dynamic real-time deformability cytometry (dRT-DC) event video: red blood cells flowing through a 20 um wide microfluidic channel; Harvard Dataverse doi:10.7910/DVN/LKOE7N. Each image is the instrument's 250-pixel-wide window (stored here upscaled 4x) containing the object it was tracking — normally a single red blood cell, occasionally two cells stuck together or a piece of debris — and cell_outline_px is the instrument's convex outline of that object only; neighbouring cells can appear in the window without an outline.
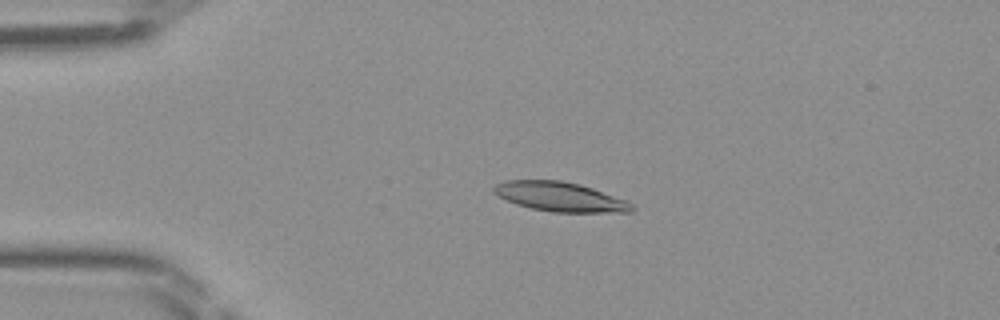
{"species": "Egyptian fruit bat (a non-hibernating species)", "species_latin": "Rousettus aegyptiacus", "temperature_condition": "room temperature", "stored_images_in_passage": 46, "camera_frame_rate_fps": 3000, "um_per_image_px": 0.085, "frame": {"image": 1, "passage_image": 10, "time_ms": 3.0, "image_size_px": [1000, 320], "cell_outline_px": [[636, 208], [632, 212], [552, 212], [532, 208], [516, 204], [492, 192], [492, 188], [496, 184], [504, 180], [560, 180], [580, 184], [628, 200]], "centroid_in_image_um": [47.64, 16.72], "position_along_channel_um": 37.4, "area_um2": 23.7}}
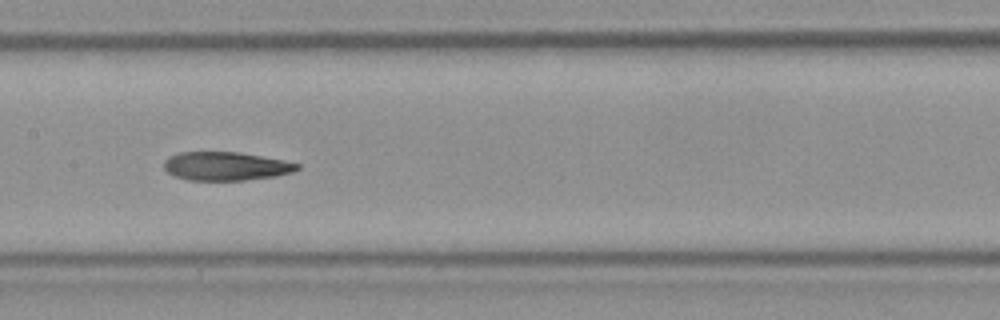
{"frame": {"image": 2, "passage_image": 23, "time_ms": 7.333, "image_size_px": [1000, 320], "cell_outline_px": [[300, 168], [292, 172], [276, 176], [244, 180], [188, 180], [176, 176], [168, 172], [164, 168], [164, 160], [168, 156], [180, 152], [240, 152], [284, 160], [300, 164]], "centroid_in_image_um": [19.2, 14.12], "position_along_channel_um": 188.2, "area_um2": 22.2}}
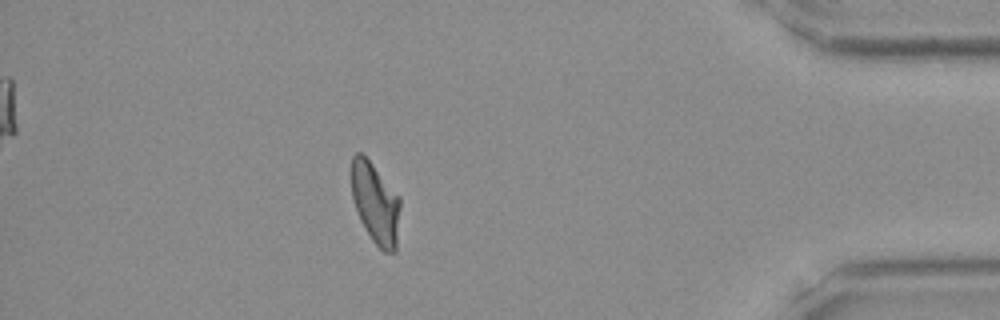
{"frame": {"image": 3, "passage_image": 41, "time_ms": 13.333, "image_size_px": [1000, 320], "cell_outline_px": [[400, 208], [396, 252], [384, 252], [372, 240], [360, 220], [352, 196], [352, 156], [356, 152], [360, 152], [372, 164], [400, 196]], "centroid_in_image_um": [31.93, 17.29], "position_along_channel_um": 403.3, "area_um2": 22.83}}